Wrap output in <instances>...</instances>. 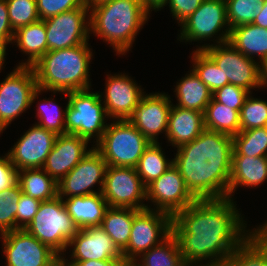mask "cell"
Wrapping results in <instances>:
<instances>
[{
  "label": "cell",
  "mask_w": 267,
  "mask_h": 266,
  "mask_svg": "<svg viewBox=\"0 0 267 266\" xmlns=\"http://www.w3.org/2000/svg\"><path fill=\"white\" fill-rule=\"evenodd\" d=\"M236 205L228 197L196 199L173 217L172 234L187 266L229 258L254 231L246 230Z\"/></svg>",
  "instance_id": "6da1fadb"
},
{
  "label": "cell",
  "mask_w": 267,
  "mask_h": 266,
  "mask_svg": "<svg viewBox=\"0 0 267 266\" xmlns=\"http://www.w3.org/2000/svg\"><path fill=\"white\" fill-rule=\"evenodd\" d=\"M232 151V136L205 129L177 148L173 164L196 199L227 198Z\"/></svg>",
  "instance_id": "7a4b0ae2"
},
{
  "label": "cell",
  "mask_w": 267,
  "mask_h": 266,
  "mask_svg": "<svg viewBox=\"0 0 267 266\" xmlns=\"http://www.w3.org/2000/svg\"><path fill=\"white\" fill-rule=\"evenodd\" d=\"M89 47L86 42L76 47L45 53L32 66L37 87L54 94L89 89V66L93 58V52Z\"/></svg>",
  "instance_id": "3957f363"
},
{
  "label": "cell",
  "mask_w": 267,
  "mask_h": 266,
  "mask_svg": "<svg viewBox=\"0 0 267 266\" xmlns=\"http://www.w3.org/2000/svg\"><path fill=\"white\" fill-rule=\"evenodd\" d=\"M150 13L141 0H112L90 9V33L105 40L117 55L124 56Z\"/></svg>",
  "instance_id": "277c9868"
},
{
  "label": "cell",
  "mask_w": 267,
  "mask_h": 266,
  "mask_svg": "<svg viewBox=\"0 0 267 266\" xmlns=\"http://www.w3.org/2000/svg\"><path fill=\"white\" fill-rule=\"evenodd\" d=\"M90 90L60 92L68 98L65 108V134L78 135L88 142L95 138L94 143L97 144L107 128L108 116L100 93Z\"/></svg>",
  "instance_id": "5b68a950"
},
{
  "label": "cell",
  "mask_w": 267,
  "mask_h": 266,
  "mask_svg": "<svg viewBox=\"0 0 267 266\" xmlns=\"http://www.w3.org/2000/svg\"><path fill=\"white\" fill-rule=\"evenodd\" d=\"M25 230L58 255H66L64 252L69 241L79 231V227L68 214L63 199L56 196L40 203Z\"/></svg>",
  "instance_id": "8992f818"
},
{
  "label": "cell",
  "mask_w": 267,
  "mask_h": 266,
  "mask_svg": "<svg viewBox=\"0 0 267 266\" xmlns=\"http://www.w3.org/2000/svg\"><path fill=\"white\" fill-rule=\"evenodd\" d=\"M150 143L129 120H113L94 148L108 166L136 168Z\"/></svg>",
  "instance_id": "52a82bcc"
},
{
  "label": "cell",
  "mask_w": 267,
  "mask_h": 266,
  "mask_svg": "<svg viewBox=\"0 0 267 266\" xmlns=\"http://www.w3.org/2000/svg\"><path fill=\"white\" fill-rule=\"evenodd\" d=\"M37 87L32 66H16L0 83V134L36 101Z\"/></svg>",
  "instance_id": "ba28073f"
},
{
  "label": "cell",
  "mask_w": 267,
  "mask_h": 266,
  "mask_svg": "<svg viewBox=\"0 0 267 266\" xmlns=\"http://www.w3.org/2000/svg\"><path fill=\"white\" fill-rule=\"evenodd\" d=\"M196 50H203L224 74V85L233 84L251 93V89L262 88L260 64L238 51L232 44H204Z\"/></svg>",
  "instance_id": "9c48e42d"
},
{
  "label": "cell",
  "mask_w": 267,
  "mask_h": 266,
  "mask_svg": "<svg viewBox=\"0 0 267 266\" xmlns=\"http://www.w3.org/2000/svg\"><path fill=\"white\" fill-rule=\"evenodd\" d=\"M180 27V42H202L213 38L214 35L215 40L219 32L216 43L228 42L231 29L227 21L226 0H203L199 8L184 20Z\"/></svg>",
  "instance_id": "30bf717a"
},
{
  "label": "cell",
  "mask_w": 267,
  "mask_h": 266,
  "mask_svg": "<svg viewBox=\"0 0 267 266\" xmlns=\"http://www.w3.org/2000/svg\"><path fill=\"white\" fill-rule=\"evenodd\" d=\"M173 217L165 212L144 209L133 219L127 247L121 252L123 259H138L145 251L161 244L172 234Z\"/></svg>",
  "instance_id": "8fae6325"
},
{
  "label": "cell",
  "mask_w": 267,
  "mask_h": 266,
  "mask_svg": "<svg viewBox=\"0 0 267 266\" xmlns=\"http://www.w3.org/2000/svg\"><path fill=\"white\" fill-rule=\"evenodd\" d=\"M109 207L149 209L146 186L133 167L108 166L101 191Z\"/></svg>",
  "instance_id": "7c38bea8"
},
{
  "label": "cell",
  "mask_w": 267,
  "mask_h": 266,
  "mask_svg": "<svg viewBox=\"0 0 267 266\" xmlns=\"http://www.w3.org/2000/svg\"><path fill=\"white\" fill-rule=\"evenodd\" d=\"M90 9L83 6L44 20L47 52L76 47L90 39Z\"/></svg>",
  "instance_id": "4fadbf2b"
},
{
  "label": "cell",
  "mask_w": 267,
  "mask_h": 266,
  "mask_svg": "<svg viewBox=\"0 0 267 266\" xmlns=\"http://www.w3.org/2000/svg\"><path fill=\"white\" fill-rule=\"evenodd\" d=\"M146 200H150L156 208L150 207V210L162 211L174 217L196 198L186 187L179 169L173 164L146 187Z\"/></svg>",
  "instance_id": "5bb4252c"
},
{
  "label": "cell",
  "mask_w": 267,
  "mask_h": 266,
  "mask_svg": "<svg viewBox=\"0 0 267 266\" xmlns=\"http://www.w3.org/2000/svg\"><path fill=\"white\" fill-rule=\"evenodd\" d=\"M6 266H48L59 255L25 229L0 235Z\"/></svg>",
  "instance_id": "9a60e30c"
},
{
  "label": "cell",
  "mask_w": 267,
  "mask_h": 266,
  "mask_svg": "<svg viewBox=\"0 0 267 266\" xmlns=\"http://www.w3.org/2000/svg\"><path fill=\"white\" fill-rule=\"evenodd\" d=\"M107 163L93 147L91 151L58 182V196L67 199L72 196H85L101 193L107 170ZM99 184L98 191L92 190ZM65 196V197H64Z\"/></svg>",
  "instance_id": "2e32d148"
},
{
  "label": "cell",
  "mask_w": 267,
  "mask_h": 266,
  "mask_svg": "<svg viewBox=\"0 0 267 266\" xmlns=\"http://www.w3.org/2000/svg\"><path fill=\"white\" fill-rule=\"evenodd\" d=\"M126 74L107 75L105 94H101V100L110 119L128 120L146 93L136 84V81ZM104 99H103V97Z\"/></svg>",
  "instance_id": "e0dca14e"
},
{
  "label": "cell",
  "mask_w": 267,
  "mask_h": 266,
  "mask_svg": "<svg viewBox=\"0 0 267 266\" xmlns=\"http://www.w3.org/2000/svg\"><path fill=\"white\" fill-rule=\"evenodd\" d=\"M57 134L36 124L28 129L8 151L17 171L42 168L54 146Z\"/></svg>",
  "instance_id": "ac0fdd59"
},
{
  "label": "cell",
  "mask_w": 267,
  "mask_h": 266,
  "mask_svg": "<svg viewBox=\"0 0 267 266\" xmlns=\"http://www.w3.org/2000/svg\"><path fill=\"white\" fill-rule=\"evenodd\" d=\"M170 96L164 93L144 94L133 115L128 119L150 142H158V135L166 136L168 116L172 106Z\"/></svg>",
  "instance_id": "d6986e66"
},
{
  "label": "cell",
  "mask_w": 267,
  "mask_h": 266,
  "mask_svg": "<svg viewBox=\"0 0 267 266\" xmlns=\"http://www.w3.org/2000/svg\"><path fill=\"white\" fill-rule=\"evenodd\" d=\"M88 143L78 135H57L42 169L58 183L91 151Z\"/></svg>",
  "instance_id": "ffe728a7"
},
{
  "label": "cell",
  "mask_w": 267,
  "mask_h": 266,
  "mask_svg": "<svg viewBox=\"0 0 267 266\" xmlns=\"http://www.w3.org/2000/svg\"><path fill=\"white\" fill-rule=\"evenodd\" d=\"M68 247L73 248L67 261L123 259L122 253L100 225L79 229Z\"/></svg>",
  "instance_id": "44dd1931"
},
{
  "label": "cell",
  "mask_w": 267,
  "mask_h": 266,
  "mask_svg": "<svg viewBox=\"0 0 267 266\" xmlns=\"http://www.w3.org/2000/svg\"><path fill=\"white\" fill-rule=\"evenodd\" d=\"M205 130L204 113L172 104L166 138L176 148L189 143Z\"/></svg>",
  "instance_id": "7402d4cb"
},
{
  "label": "cell",
  "mask_w": 267,
  "mask_h": 266,
  "mask_svg": "<svg viewBox=\"0 0 267 266\" xmlns=\"http://www.w3.org/2000/svg\"><path fill=\"white\" fill-rule=\"evenodd\" d=\"M267 180V157L232 156L228 198L239 186L256 188Z\"/></svg>",
  "instance_id": "603a6c76"
},
{
  "label": "cell",
  "mask_w": 267,
  "mask_h": 266,
  "mask_svg": "<svg viewBox=\"0 0 267 266\" xmlns=\"http://www.w3.org/2000/svg\"><path fill=\"white\" fill-rule=\"evenodd\" d=\"M63 202L79 229L101 225L105 211L109 207L101 193L72 196L63 199Z\"/></svg>",
  "instance_id": "cb8c5ba5"
},
{
  "label": "cell",
  "mask_w": 267,
  "mask_h": 266,
  "mask_svg": "<svg viewBox=\"0 0 267 266\" xmlns=\"http://www.w3.org/2000/svg\"><path fill=\"white\" fill-rule=\"evenodd\" d=\"M228 42L250 59L256 55L259 64L267 58V28L252 23L231 28Z\"/></svg>",
  "instance_id": "d4e9b609"
},
{
  "label": "cell",
  "mask_w": 267,
  "mask_h": 266,
  "mask_svg": "<svg viewBox=\"0 0 267 266\" xmlns=\"http://www.w3.org/2000/svg\"><path fill=\"white\" fill-rule=\"evenodd\" d=\"M12 43H16L24 54L28 55L25 62L19 66H33L45 53H47V35L44 20L18 28L14 32Z\"/></svg>",
  "instance_id": "484cf974"
},
{
  "label": "cell",
  "mask_w": 267,
  "mask_h": 266,
  "mask_svg": "<svg viewBox=\"0 0 267 266\" xmlns=\"http://www.w3.org/2000/svg\"><path fill=\"white\" fill-rule=\"evenodd\" d=\"M174 92L178 102L175 106L202 113L210 103L213 94L192 69L176 83Z\"/></svg>",
  "instance_id": "4316f807"
},
{
  "label": "cell",
  "mask_w": 267,
  "mask_h": 266,
  "mask_svg": "<svg viewBox=\"0 0 267 266\" xmlns=\"http://www.w3.org/2000/svg\"><path fill=\"white\" fill-rule=\"evenodd\" d=\"M138 209L108 207L105 211L101 227L112 239L115 246L122 252L129 242L134 216Z\"/></svg>",
  "instance_id": "83f0119b"
},
{
  "label": "cell",
  "mask_w": 267,
  "mask_h": 266,
  "mask_svg": "<svg viewBox=\"0 0 267 266\" xmlns=\"http://www.w3.org/2000/svg\"><path fill=\"white\" fill-rule=\"evenodd\" d=\"M23 194L41 202L58 196V183L42 168L18 171V181Z\"/></svg>",
  "instance_id": "f1b7e54d"
},
{
  "label": "cell",
  "mask_w": 267,
  "mask_h": 266,
  "mask_svg": "<svg viewBox=\"0 0 267 266\" xmlns=\"http://www.w3.org/2000/svg\"><path fill=\"white\" fill-rule=\"evenodd\" d=\"M204 126L205 129L233 137L240 132L239 111L233 110L212 98L204 111Z\"/></svg>",
  "instance_id": "f546056e"
},
{
  "label": "cell",
  "mask_w": 267,
  "mask_h": 266,
  "mask_svg": "<svg viewBox=\"0 0 267 266\" xmlns=\"http://www.w3.org/2000/svg\"><path fill=\"white\" fill-rule=\"evenodd\" d=\"M229 259L236 266H267V236L253 231Z\"/></svg>",
  "instance_id": "4dcf8cb0"
},
{
  "label": "cell",
  "mask_w": 267,
  "mask_h": 266,
  "mask_svg": "<svg viewBox=\"0 0 267 266\" xmlns=\"http://www.w3.org/2000/svg\"><path fill=\"white\" fill-rule=\"evenodd\" d=\"M163 152L159 142H151L139 159L136 171L146 187L173 165Z\"/></svg>",
  "instance_id": "1f68e13d"
},
{
  "label": "cell",
  "mask_w": 267,
  "mask_h": 266,
  "mask_svg": "<svg viewBox=\"0 0 267 266\" xmlns=\"http://www.w3.org/2000/svg\"><path fill=\"white\" fill-rule=\"evenodd\" d=\"M136 259L141 266H187L184 263L183 256L177 238L171 234L161 244L152 247L143 252Z\"/></svg>",
  "instance_id": "d6a6232c"
},
{
  "label": "cell",
  "mask_w": 267,
  "mask_h": 266,
  "mask_svg": "<svg viewBox=\"0 0 267 266\" xmlns=\"http://www.w3.org/2000/svg\"><path fill=\"white\" fill-rule=\"evenodd\" d=\"M232 138V156L267 157V126L240 131Z\"/></svg>",
  "instance_id": "836d02e7"
},
{
  "label": "cell",
  "mask_w": 267,
  "mask_h": 266,
  "mask_svg": "<svg viewBox=\"0 0 267 266\" xmlns=\"http://www.w3.org/2000/svg\"><path fill=\"white\" fill-rule=\"evenodd\" d=\"M191 59L192 70L212 93L224 86V74L203 50H194Z\"/></svg>",
  "instance_id": "e575fe53"
},
{
  "label": "cell",
  "mask_w": 267,
  "mask_h": 266,
  "mask_svg": "<svg viewBox=\"0 0 267 266\" xmlns=\"http://www.w3.org/2000/svg\"><path fill=\"white\" fill-rule=\"evenodd\" d=\"M263 8V0H226L227 21L231 28L253 23Z\"/></svg>",
  "instance_id": "d590c367"
},
{
  "label": "cell",
  "mask_w": 267,
  "mask_h": 266,
  "mask_svg": "<svg viewBox=\"0 0 267 266\" xmlns=\"http://www.w3.org/2000/svg\"><path fill=\"white\" fill-rule=\"evenodd\" d=\"M21 193L18 182L0 192V235L16 230V214Z\"/></svg>",
  "instance_id": "8d00e7d4"
},
{
  "label": "cell",
  "mask_w": 267,
  "mask_h": 266,
  "mask_svg": "<svg viewBox=\"0 0 267 266\" xmlns=\"http://www.w3.org/2000/svg\"><path fill=\"white\" fill-rule=\"evenodd\" d=\"M240 131L267 126V101L247 96L240 109Z\"/></svg>",
  "instance_id": "74e56055"
},
{
  "label": "cell",
  "mask_w": 267,
  "mask_h": 266,
  "mask_svg": "<svg viewBox=\"0 0 267 266\" xmlns=\"http://www.w3.org/2000/svg\"><path fill=\"white\" fill-rule=\"evenodd\" d=\"M37 117L39 122L36 125L52 131L57 135L65 134V108L53 103V99H43L38 103Z\"/></svg>",
  "instance_id": "f35d334b"
},
{
  "label": "cell",
  "mask_w": 267,
  "mask_h": 266,
  "mask_svg": "<svg viewBox=\"0 0 267 266\" xmlns=\"http://www.w3.org/2000/svg\"><path fill=\"white\" fill-rule=\"evenodd\" d=\"M8 16L14 31L40 19L36 0H6Z\"/></svg>",
  "instance_id": "ab89813d"
},
{
  "label": "cell",
  "mask_w": 267,
  "mask_h": 266,
  "mask_svg": "<svg viewBox=\"0 0 267 266\" xmlns=\"http://www.w3.org/2000/svg\"><path fill=\"white\" fill-rule=\"evenodd\" d=\"M249 94L252 93L244 88L233 84H227L213 92L212 98L215 101L240 112V109L244 105V102Z\"/></svg>",
  "instance_id": "60d3db41"
},
{
  "label": "cell",
  "mask_w": 267,
  "mask_h": 266,
  "mask_svg": "<svg viewBox=\"0 0 267 266\" xmlns=\"http://www.w3.org/2000/svg\"><path fill=\"white\" fill-rule=\"evenodd\" d=\"M41 20L56 16L83 6L84 0H36Z\"/></svg>",
  "instance_id": "b9f144b4"
},
{
  "label": "cell",
  "mask_w": 267,
  "mask_h": 266,
  "mask_svg": "<svg viewBox=\"0 0 267 266\" xmlns=\"http://www.w3.org/2000/svg\"><path fill=\"white\" fill-rule=\"evenodd\" d=\"M41 201L21 193L16 214V230L25 229L37 213Z\"/></svg>",
  "instance_id": "7bdbcfd3"
},
{
  "label": "cell",
  "mask_w": 267,
  "mask_h": 266,
  "mask_svg": "<svg viewBox=\"0 0 267 266\" xmlns=\"http://www.w3.org/2000/svg\"><path fill=\"white\" fill-rule=\"evenodd\" d=\"M14 32L9 22L6 0H0V71L5 64L6 47L9 43H12Z\"/></svg>",
  "instance_id": "ee69618b"
},
{
  "label": "cell",
  "mask_w": 267,
  "mask_h": 266,
  "mask_svg": "<svg viewBox=\"0 0 267 266\" xmlns=\"http://www.w3.org/2000/svg\"><path fill=\"white\" fill-rule=\"evenodd\" d=\"M202 1L203 0H168L165 6L169 4L172 16L180 25L199 8Z\"/></svg>",
  "instance_id": "f6af8a7d"
},
{
  "label": "cell",
  "mask_w": 267,
  "mask_h": 266,
  "mask_svg": "<svg viewBox=\"0 0 267 266\" xmlns=\"http://www.w3.org/2000/svg\"><path fill=\"white\" fill-rule=\"evenodd\" d=\"M18 181V171L10 161L8 153L0 156V192L15 185Z\"/></svg>",
  "instance_id": "bcb514c9"
},
{
  "label": "cell",
  "mask_w": 267,
  "mask_h": 266,
  "mask_svg": "<svg viewBox=\"0 0 267 266\" xmlns=\"http://www.w3.org/2000/svg\"><path fill=\"white\" fill-rule=\"evenodd\" d=\"M122 259L69 261L70 266H120Z\"/></svg>",
  "instance_id": "7dc6e473"
},
{
  "label": "cell",
  "mask_w": 267,
  "mask_h": 266,
  "mask_svg": "<svg viewBox=\"0 0 267 266\" xmlns=\"http://www.w3.org/2000/svg\"><path fill=\"white\" fill-rule=\"evenodd\" d=\"M168 0H141L143 6L150 12L159 11L164 8Z\"/></svg>",
  "instance_id": "c3c4849f"
},
{
  "label": "cell",
  "mask_w": 267,
  "mask_h": 266,
  "mask_svg": "<svg viewBox=\"0 0 267 266\" xmlns=\"http://www.w3.org/2000/svg\"><path fill=\"white\" fill-rule=\"evenodd\" d=\"M252 24L267 28V0H263L262 11L257 17L254 18Z\"/></svg>",
  "instance_id": "681fc988"
},
{
  "label": "cell",
  "mask_w": 267,
  "mask_h": 266,
  "mask_svg": "<svg viewBox=\"0 0 267 266\" xmlns=\"http://www.w3.org/2000/svg\"><path fill=\"white\" fill-rule=\"evenodd\" d=\"M260 78L262 87H267V58L260 64Z\"/></svg>",
  "instance_id": "f907efd6"
},
{
  "label": "cell",
  "mask_w": 267,
  "mask_h": 266,
  "mask_svg": "<svg viewBox=\"0 0 267 266\" xmlns=\"http://www.w3.org/2000/svg\"><path fill=\"white\" fill-rule=\"evenodd\" d=\"M199 266H236L229 258L224 260H217L213 262H207L205 264H201Z\"/></svg>",
  "instance_id": "816d5d0a"
},
{
  "label": "cell",
  "mask_w": 267,
  "mask_h": 266,
  "mask_svg": "<svg viewBox=\"0 0 267 266\" xmlns=\"http://www.w3.org/2000/svg\"><path fill=\"white\" fill-rule=\"evenodd\" d=\"M48 266H70L67 259H65L64 255H59L56 259H54Z\"/></svg>",
  "instance_id": "f5cc1de1"
},
{
  "label": "cell",
  "mask_w": 267,
  "mask_h": 266,
  "mask_svg": "<svg viewBox=\"0 0 267 266\" xmlns=\"http://www.w3.org/2000/svg\"><path fill=\"white\" fill-rule=\"evenodd\" d=\"M110 1L112 0H84V3L89 9H91L93 7H97L101 4H104Z\"/></svg>",
  "instance_id": "db71d44e"
},
{
  "label": "cell",
  "mask_w": 267,
  "mask_h": 266,
  "mask_svg": "<svg viewBox=\"0 0 267 266\" xmlns=\"http://www.w3.org/2000/svg\"><path fill=\"white\" fill-rule=\"evenodd\" d=\"M120 266H141L136 259H122Z\"/></svg>",
  "instance_id": "11a10c76"
},
{
  "label": "cell",
  "mask_w": 267,
  "mask_h": 266,
  "mask_svg": "<svg viewBox=\"0 0 267 266\" xmlns=\"http://www.w3.org/2000/svg\"><path fill=\"white\" fill-rule=\"evenodd\" d=\"M254 231L258 234L267 236V220L263 225L258 226L256 229L254 228Z\"/></svg>",
  "instance_id": "9f6ffc18"
}]
</instances>
